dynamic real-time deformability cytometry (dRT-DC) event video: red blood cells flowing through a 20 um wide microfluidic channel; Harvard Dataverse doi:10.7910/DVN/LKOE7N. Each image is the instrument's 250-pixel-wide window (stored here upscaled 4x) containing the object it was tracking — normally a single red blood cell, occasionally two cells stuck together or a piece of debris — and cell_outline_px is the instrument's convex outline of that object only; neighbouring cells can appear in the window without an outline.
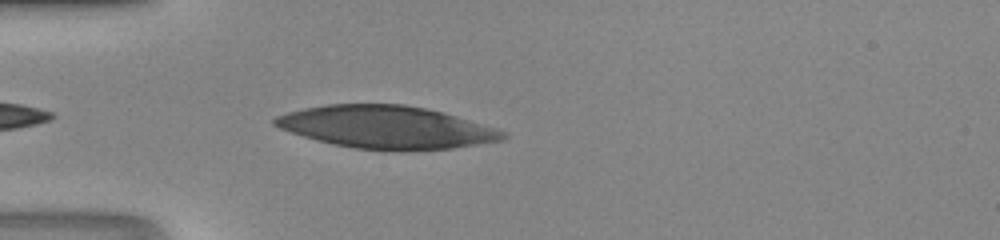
{"species": "human", "species_latin": "Homo sapiens", "temperature_condition": "room temperature", "stored_images_in_passage": 32, "camera_frame_rate_fps": 3000, "um_per_image_px": 0.085, "donor": {"sex": "male"}, "frame": {"image": 1, "passage_image": 2, "time_ms": 0.333, "image_size_px": [1000, 240], "cell_outline_px": [[508, 136], [504, 140], [452, 148], [404, 152], [396, 152], [356, 148], [332, 144], [316, 140], [280, 128], [272, 124], [272, 120], [276, 116], [288, 112], [304, 108], [328, 104], [404, 104], [444, 112], [496, 128], [508, 132]], "centroid_in_image_um": [32.88, 10.83], "position_along_channel_um": 52.1, "area_um2": 57.05}}
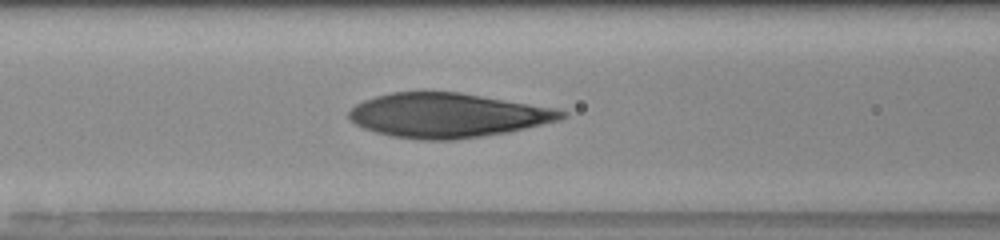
{"frame": {"image": 2, "passage_image": 8, "time_ms": 2.333, "image_size_px": [1000, 240], "cell_outline_px": [[568, 116], [560, 120], [508, 132], [484, 136], [456, 140], [420, 140], [392, 136], [376, 132], [364, 128], [356, 124], [348, 116], [348, 112], [356, 104], [364, 100], [376, 96], [392, 92], [460, 92], [556, 108], [568, 112]], "centroid_in_image_um": [38.07, 9.8], "position_along_channel_um": 128.5, "area_um2": 55.03}}
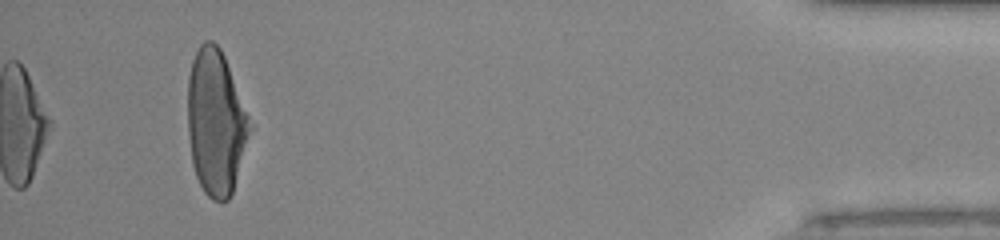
{"frame": {"image": 3, "passage_image": 32, "time_ms": 10.333, "image_size_px": [1000, 240], "cell_outline_px": [[252, 124], [232, 192], [228, 200], [212, 200], [204, 192], [196, 176], [192, 164], [188, 136], [188, 76], [192, 60], [200, 44], [204, 40], [212, 40], [220, 48], [224, 56]], "centroid_in_image_um": [18.32, 10.38], "position_along_channel_um": 416.9, "area_um2": 52.08}}